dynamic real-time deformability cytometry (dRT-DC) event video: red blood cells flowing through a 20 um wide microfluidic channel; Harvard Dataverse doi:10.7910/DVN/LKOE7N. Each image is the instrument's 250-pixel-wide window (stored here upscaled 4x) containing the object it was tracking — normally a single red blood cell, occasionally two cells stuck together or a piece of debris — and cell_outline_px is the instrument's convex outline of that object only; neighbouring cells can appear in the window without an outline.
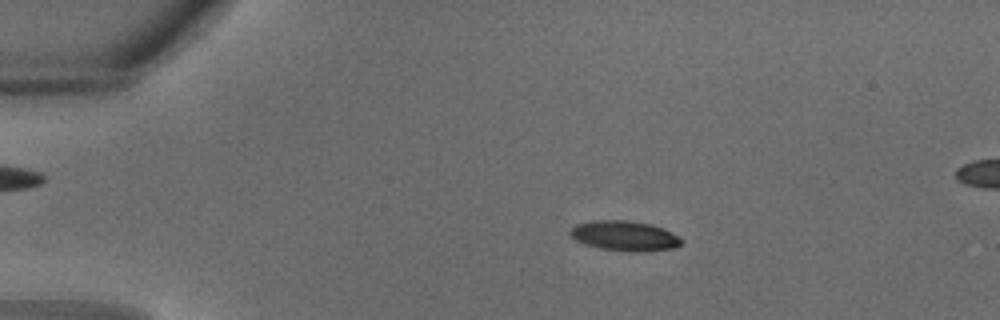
{"species": "common noctule bat (a hibernating species)", "species_latin": "Nyctalus noctula", "temperature_condition": "warm", "stored_images_in_passage": 12, "camera_frame_rate_fps": 3000, "um_per_image_px": 0.085, "animal": {"sex": "male", "body_mass_g": 18.8}, "frame": {"image": 1, "passage_image": 6, "time_ms": 1.667, "image_size_px": [1000, 320], "cell_outline_px": [[684, 240], [676, 248], [644, 252], [632, 252], [600, 248], [584, 244], [576, 240], [568, 232], [576, 224], [592, 220], [628, 220], [652, 224], [664, 228], [680, 236]], "centroid_in_image_um": [53.14, 20.04], "position_along_channel_um": 31.9, "area_um2": 19.77}}
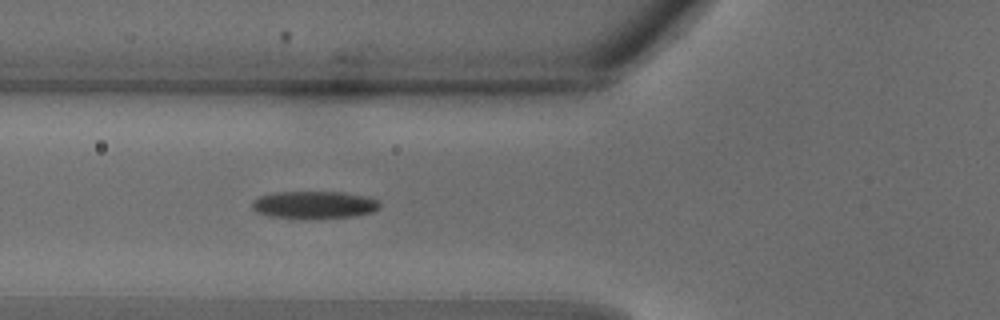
{"frame": {"image": 2, "passage_image": 12, "time_ms": 3.667, "image_size_px": [1000, 320], "cell_outline_px": [[380, 208], [372, 212], [356, 216], [268, 216], [256, 212], [252, 208], [252, 200], [260, 196], [272, 192], [344, 192], [368, 196], [380, 200]], "centroid_in_image_um": [26.74, 17.36], "position_along_channel_um": 99.1, "area_um2": 19.88}}